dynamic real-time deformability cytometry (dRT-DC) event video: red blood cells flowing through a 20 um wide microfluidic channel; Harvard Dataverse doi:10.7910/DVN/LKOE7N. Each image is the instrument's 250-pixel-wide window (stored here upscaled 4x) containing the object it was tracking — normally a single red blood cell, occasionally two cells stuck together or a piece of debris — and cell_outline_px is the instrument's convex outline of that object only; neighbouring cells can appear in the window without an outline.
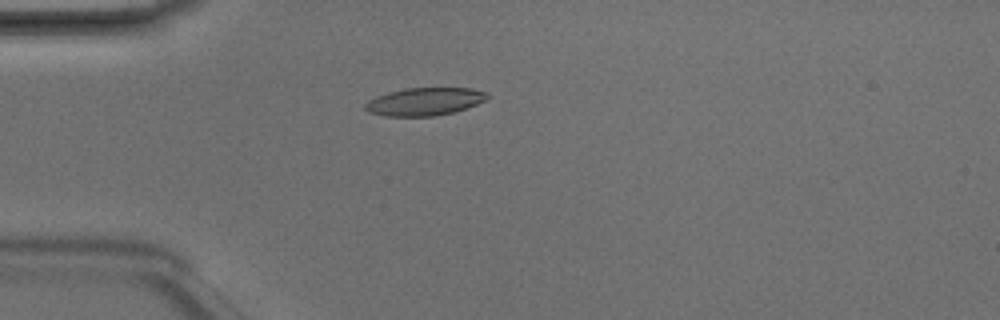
{"species": "Egyptian fruit bat (a non-hibernating species)", "species_latin": "Rousettus aegyptiacus", "temperature_condition": "room temperature", "stored_images_in_passage": 5, "camera_frame_rate_fps": 3000, "um_per_image_px": 0.085, "animal": {"sex": "male"}, "frame": {"image": 1, "passage_image": 5, "time_ms": 1.333, "image_size_px": [1000, 320], "cell_outline_px": [[492, 96], [476, 104], [452, 112], [432, 116], [384, 116], [368, 112], [364, 108], [364, 104], [368, 100], [376, 96], [388, 92], [404, 88], [472, 88], [488, 92]], "centroid_in_image_um": [36.07, 8.62], "position_along_channel_um": 48.9, "area_um2": 19.83}}